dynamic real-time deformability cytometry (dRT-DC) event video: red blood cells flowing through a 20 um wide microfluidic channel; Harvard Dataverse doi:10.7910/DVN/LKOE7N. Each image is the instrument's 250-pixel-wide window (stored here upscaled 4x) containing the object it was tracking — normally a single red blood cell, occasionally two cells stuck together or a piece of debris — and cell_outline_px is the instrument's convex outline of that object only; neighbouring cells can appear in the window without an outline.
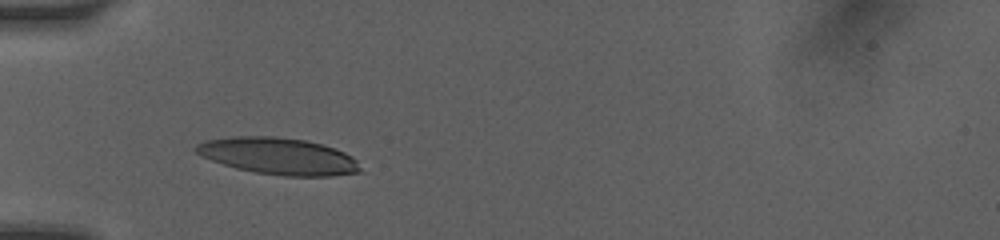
{"species": "human", "species_latin": "Homo sapiens", "temperature_condition": "room temperature", "stored_images_in_passage": 47, "camera_frame_rate_fps": 3000, "um_per_image_px": 0.085, "donor": {"sex": "female"}, "frame": {"image": 1, "passage_image": 1, "time_ms": 0.0, "image_size_px": [1000, 240], "cell_outline_px": [[360, 172], [332, 176], [284, 176], [256, 172], [236, 168], [200, 156], [192, 148], [196, 144], [204, 140], [232, 136], [276, 136], [304, 140], [336, 148], [352, 156], [356, 160], [360, 168]], "centroid_in_image_um": [23.63, 13.26], "position_along_channel_um": 61.4, "area_um2": 35.26}}
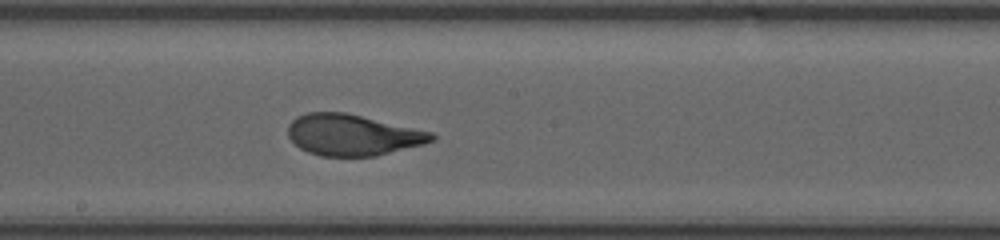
{"frame": {"image": 2, "passage_image": 30, "time_ms": 4.0, "image_size_px": [1000, 240], "cell_outline_px": [[436, 140], [424, 144], [372, 156], [320, 156], [308, 152], [300, 148], [288, 136], [288, 124], [296, 116], [308, 112], [344, 112], [432, 132], [436, 136]], "centroid_in_image_um": [29.95, 11.46], "position_along_channel_um": 218.3, "area_um2": 34.22}}
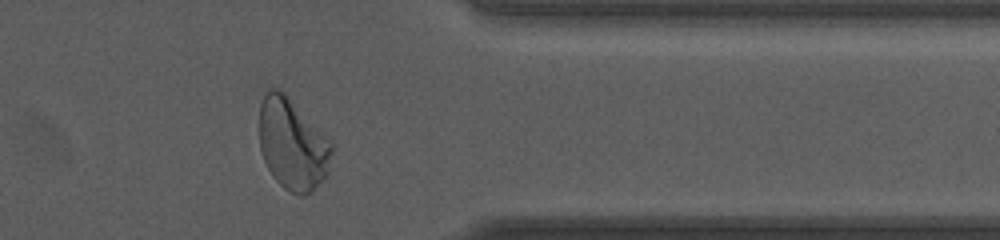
{"frame": {"image": 3, "passage_image": 43, "time_ms": 8.333, "image_size_px": [1000, 240], "cell_outline_px": [[336, 148], [328, 176], [324, 180], [304, 196], [300, 196], [284, 188], [272, 176], [264, 160], [260, 148], [260, 104], [268, 88], [276, 88], [284, 92], [336, 144]], "centroid_in_image_um": [24.93, 12.27], "position_along_channel_um": 386.5, "area_um2": 39.3}, "authors_computed_cell_mechanics": {"area_um2": 35.0268, "velocity_mm_per_s": 4.0976, "shape_relaxation_time_tau1_ms": 3.4624, "shape_relaxation_time_tau2_ms": null, "deformation_change_tau1": 0.1955, "deformation_change_tau2": null}}